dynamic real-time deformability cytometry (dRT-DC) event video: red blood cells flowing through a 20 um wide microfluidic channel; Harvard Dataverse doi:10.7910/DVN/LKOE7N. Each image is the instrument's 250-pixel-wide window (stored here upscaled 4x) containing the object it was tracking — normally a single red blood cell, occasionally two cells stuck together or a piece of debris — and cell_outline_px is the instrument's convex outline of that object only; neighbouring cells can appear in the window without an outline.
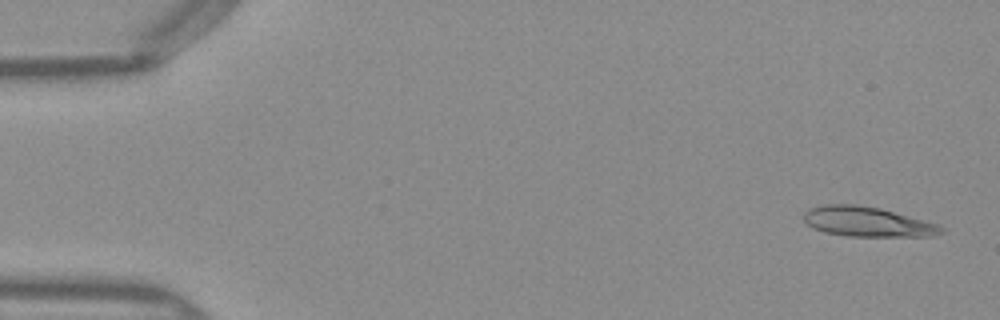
{"species": "Egyptian fruit bat (a non-hibernating species)", "species_latin": "Rousettus aegyptiacus", "temperature_condition": "warm", "stored_images_in_passage": 49, "camera_frame_rate_fps": 3000, "um_per_image_px": 0.085, "frame": {"image": 1, "passage_image": 1, "time_ms": 0.0, "image_size_px": [1000, 320], "cell_outline_px": [[944, 232], [936, 236], [848, 236], [824, 232], [812, 228], [804, 220], [804, 212], [808, 208], [824, 204], [856, 204], [880, 208], [940, 224], [944, 228]], "centroid_in_image_um": [73.74, 18.84], "position_along_channel_um": 11.3, "area_um2": 24.1}}
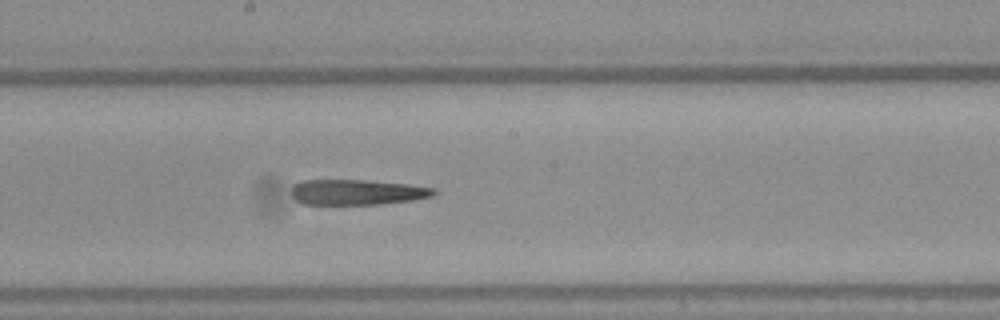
{"frame": {"image": 2, "passage_image": 26, "time_ms": 8.333, "image_size_px": [1000, 320], "cell_outline_px": [[440, 192], [432, 196], [412, 200], [380, 204], [304, 204], [296, 200], [292, 196], [292, 188], [296, 184], [304, 180], [364, 180], [408, 184], [436, 188]], "centroid_in_image_um": [30.41, 16.33], "position_along_channel_um": 217.8, "area_um2": 21.04}}
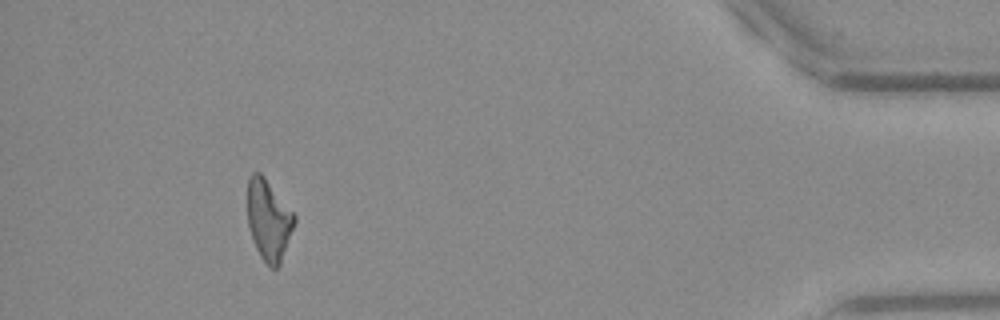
{"frame": {"image": 3, "passage_image": 45, "time_ms": 14.667, "image_size_px": [1000, 320], "cell_outline_px": [[296, 220], [280, 264], [276, 268], [272, 268], [260, 256], [256, 248], [248, 224], [248, 176], [252, 172], [260, 172], [264, 176], [296, 216]], "centroid_in_image_um": [22.83, 18.67], "position_along_channel_um": 412.4, "area_um2": 21.73}, "authors_computed_cell_mechanics": {"area_um2": 23.0622, "velocity_mm_per_s": 4.0267, "shape_relaxation_time_tau1_ms": null, "shape_relaxation_time_tau2_ms": 10.3865, "deformation_change_tau1": null, "deformation_change_tau2": 0.3578}}